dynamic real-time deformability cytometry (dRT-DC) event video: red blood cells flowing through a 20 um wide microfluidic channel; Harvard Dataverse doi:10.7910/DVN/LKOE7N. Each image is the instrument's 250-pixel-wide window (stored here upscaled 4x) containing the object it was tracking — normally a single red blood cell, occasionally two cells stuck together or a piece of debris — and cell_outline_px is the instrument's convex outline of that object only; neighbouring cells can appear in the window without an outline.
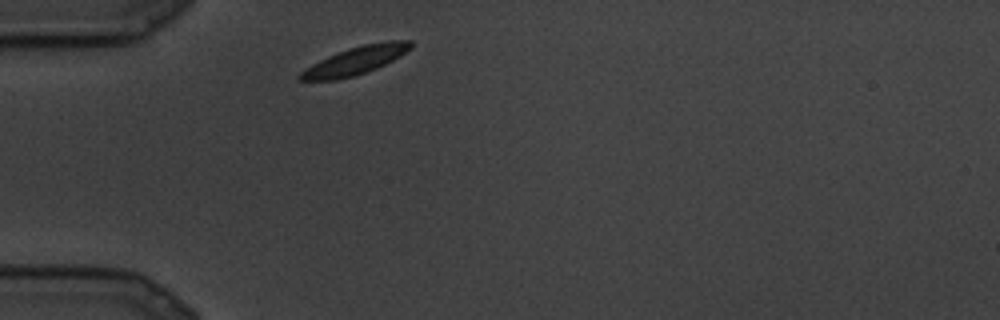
{"species": "common noctule bat (a hibernating species)", "species_latin": "Nyctalus noctula", "temperature_condition": "cold", "stored_images_in_passage": 15, "camera_frame_rate_fps": 3000, "um_per_image_px": 0.085, "animal": {"sex": "male", "body_mass_g": 19.5, "forearm_length_mm": 54.6}, "frame": {"image": 1, "passage_image": 1, "time_ms": 0.0, "image_size_px": [1000, 320], "cell_outline_px": [[412, 48], [400, 56], [376, 68], [352, 76], [336, 80], [300, 80], [296, 76], [300, 72], [312, 64], [328, 56], [348, 48], [364, 44], [388, 40], [412, 40]], "centroid_in_image_um": [30.21, 5.14], "position_along_channel_um": 54.8, "area_um2": 17.8}}
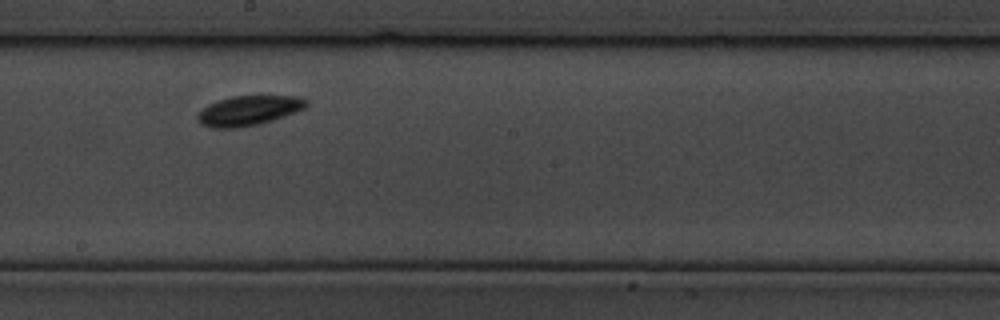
{"frame": {"image": 2, "passage_image": 8, "time_ms": 2.333, "image_size_px": [1000, 320], "cell_outline_px": [[308, 104], [304, 108], [296, 112], [260, 124], [236, 128], [212, 128], [200, 124], [196, 116], [208, 104], [232, 96], [300, 96], [308, 100]], "centroid_in_image_um": [21.15, 9.4], "position_along_channel_um": 227.1, "area_um2": 18.84}}
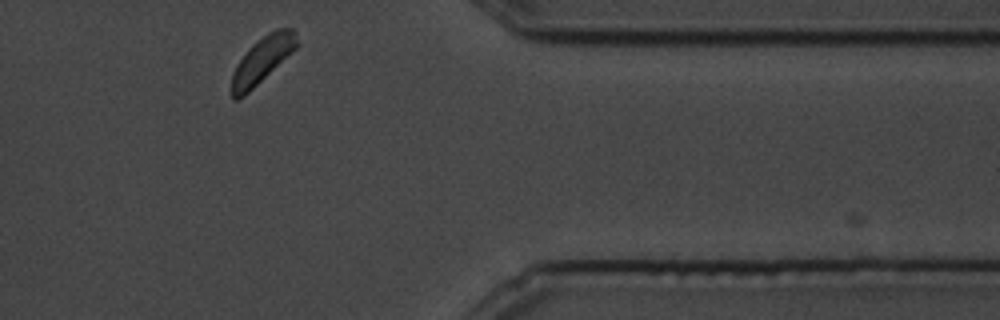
{"frame": {"image": 3, "passage_image": 15, "time_ms": 4.667, "image_size_px": [1000, 320], "cell_outline_px": [[300, 44], [292, 52], [244, 96], [236, 100], [232, 100], [228, 92], [228, 88], [232, 72], [236, 64], [248, 48], [256, 40], [268, 32], [276, 28], [292, 28], [296, 32]], "centroid_in_image_um": [22.23, 5.11], "position_along_channel_um": 389.2, "area_um2": 18.03}}